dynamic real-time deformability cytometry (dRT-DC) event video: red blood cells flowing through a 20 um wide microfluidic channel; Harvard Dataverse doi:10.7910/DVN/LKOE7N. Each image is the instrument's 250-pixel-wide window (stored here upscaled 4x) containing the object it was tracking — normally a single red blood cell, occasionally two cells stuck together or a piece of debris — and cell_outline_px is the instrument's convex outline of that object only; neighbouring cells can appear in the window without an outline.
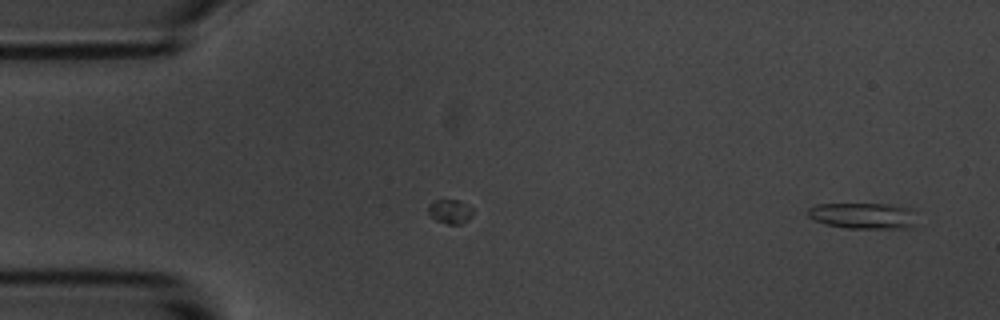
{"species": "common noctule bat (a hibernating species)", "species_latin": "Nyctalus noctula", "temperature_condition": "room temperature", "stored_images_in_passage": 4, "camera_frame_rate_fps": 3000, "um_per_image_px": 0.085, "animal": {"sex": "male", "body_mass_g": 20.1, "forearm_length_mm": 53.5}, "frame": {"image": 1, "passage_image": 4, "time_ms": 3.333, "image_size_px": [1000, 320], "cell_outline_px": [[916, 224], [908, 228], [848, 228], [824, 224], [812, 220], [808, 216], [808, 208], [816, 204], [888, 204], [908, 208]], "centroid_in_image_um": [73.28, 18.34], "position_along_channel_um": 11.7, "area_um2": 16.36}}